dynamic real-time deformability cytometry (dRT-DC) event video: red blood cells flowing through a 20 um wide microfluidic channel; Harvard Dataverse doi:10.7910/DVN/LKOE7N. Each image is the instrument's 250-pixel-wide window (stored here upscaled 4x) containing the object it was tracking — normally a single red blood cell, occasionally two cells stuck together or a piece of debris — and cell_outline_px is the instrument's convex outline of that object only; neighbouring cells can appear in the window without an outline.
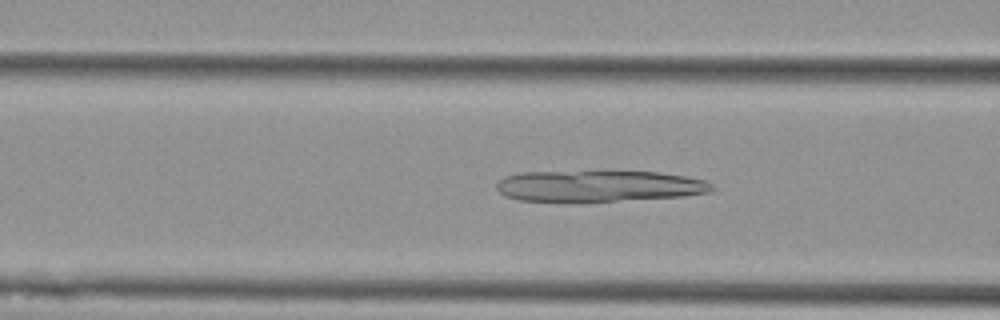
{"species": "Egyptian fruit bat (a non-hibernating species)", "species_latin": "Rousettus aegyptiacus", "temperature_condition": "cold", "stored_images_in_passage": 54, "camera_frame_rate_fps": 3000, "um_per_image_px": 0.085, "animal": {"sex": "female"}, "frame": {"image": 1, "passage_image": 20, "time_ms": 6.333, "image_size_px": [1000, 320], "cell_outline_px": [[716, 188], [712, 192], [684, 196], [580, 204], [516, 200], [504, 196], [496, 188], [496, 184], [504, 176], [520, 172], [660, 172], [684, 176], [704, 180], [712, 184]], "centroid_in_image_um": [50.86, 15.86], "position_along_channel_um": 115.7, "area_um2": 40.4}}
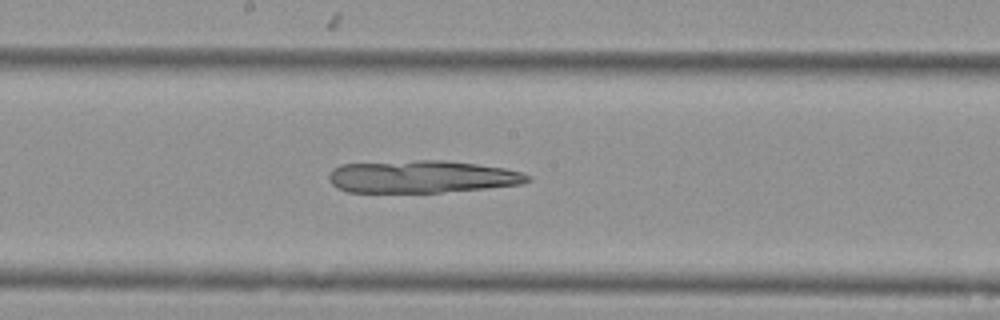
{"frame": {"image": 2, "passage_image": 28, "time_ms": 9.0, "image_size_px": [1000, 320], "cell_outline_px": [[532, 180], [524, 184], [484, 188], [440, 192], [348, 192], [336, 188], [328, 180], [328, 176], [332, 168], [340, 164], [416, 160], [444, 160], [476, 164], [504, 168], [524, 172], [532, 176]], "centroid_in_image_um": [35.86, 15.01], "position_along_channel_um": 212.3, "area_um2": 37.86}}
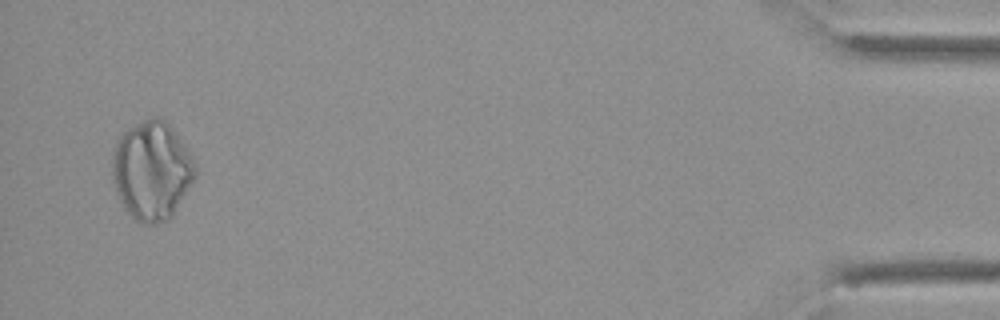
{"frame": {"image": 3, "passage_image": 52, "time_ms": 17.0, "image_size_px": [1000, 320], "cell_outline_px": [[196, 176], [172, 216], [168, 220], [156, 224], [144, 224], [136, 220], [124, 208], [116, 192], [112, 180], [112, 152], [116, 140], [128, 128], [152, 116], [156, 116], [164, 120], [172, 128], [188, 148], [196, 164]], "centroid_in_image_um": [12.9, 14.49], "position_along_channel_um": 422.3, "area_um2": 47.97}}